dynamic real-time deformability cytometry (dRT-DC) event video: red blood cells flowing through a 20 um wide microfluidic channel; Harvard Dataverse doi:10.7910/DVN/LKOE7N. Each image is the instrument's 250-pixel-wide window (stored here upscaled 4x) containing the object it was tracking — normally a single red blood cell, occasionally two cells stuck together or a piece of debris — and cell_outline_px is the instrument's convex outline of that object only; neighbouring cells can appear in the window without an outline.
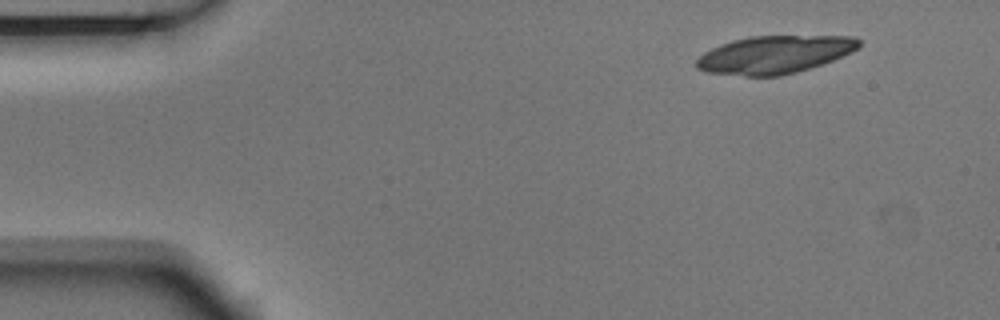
{"species": "Egyptian fruit bat (a non-hibernating species)", "species_latin": "Rousettus aegyptiacus", "temperature_condition": "room temperature", "stored_images_in_passage": 6, "camera_frame_rate_fps": 3000, "um_per_image_px": 0.085, "animal": {"sex": "male"}, "frame": {"image": 1, "passage_image": 1, "time_ms": 0.0, "image_size_px": [1000, 320], "cell_outline_px": [[860, 44], [852, 52], [832, 60], [796, 72], [780, 76], [744, 76], [704, 72], [696, 68], [696, 60], [704, 52], [720, 44], [732, 40], [748, 36], [856, 36], [860, 40]], "centroid_in_image_um": [65.79, 4.64], "position_along_channel_um": 19.2, "area_um2": 35.78}}
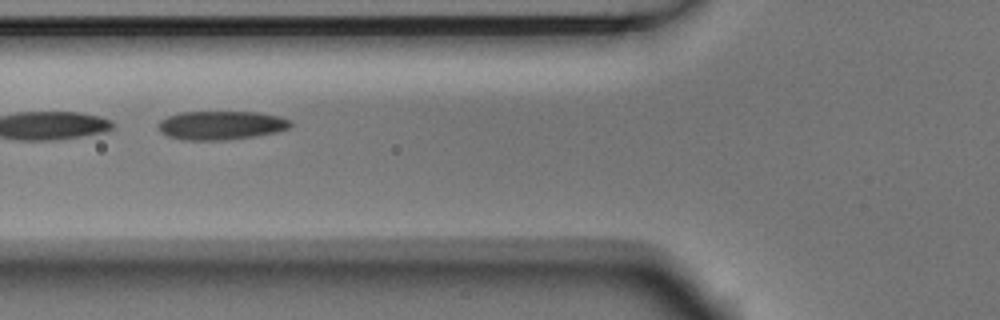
{"frame": {"image": 2, "passage_image": 4, "time_ms": 1.0, "image_size_px": [1000, 320], "cell_outline_px": [[292, 124], [288, 128], [276, 132], [256, 136], [224, 140], [184, 140], [168, 136], [160, 132], [160, 120], [168, 116], [180, 112], [256, 112], [280, 116], [292, 120]], "centroid_in_image_um": [18.82, 10.65], "position_along_channel_um": 107.0, "area_um2": 22.14}}
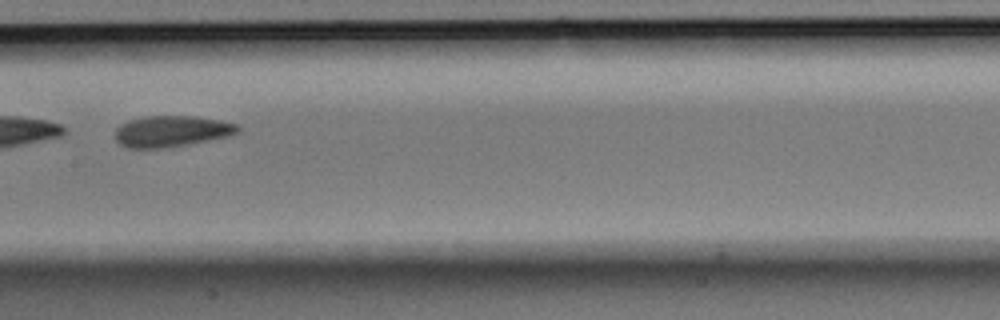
{"frame": {"image": 3, "passage_image": 6, "time_ms": 1.667, "image_size_px": [1000, 320], "cell_outline_px": [[240, 128], [236, 132], [224, 136], [208, 140], [164, 148], [128, 148], [120, 144], [116, 140], [116, 128], [120, 124], [128, 120], [144, 116], [196, 116], [220, 120], [236, 124]], "centroid_in_image_um": [14.51, 11.14], "position_along_channel_um": 192.9, "area_um2": 22.02}}